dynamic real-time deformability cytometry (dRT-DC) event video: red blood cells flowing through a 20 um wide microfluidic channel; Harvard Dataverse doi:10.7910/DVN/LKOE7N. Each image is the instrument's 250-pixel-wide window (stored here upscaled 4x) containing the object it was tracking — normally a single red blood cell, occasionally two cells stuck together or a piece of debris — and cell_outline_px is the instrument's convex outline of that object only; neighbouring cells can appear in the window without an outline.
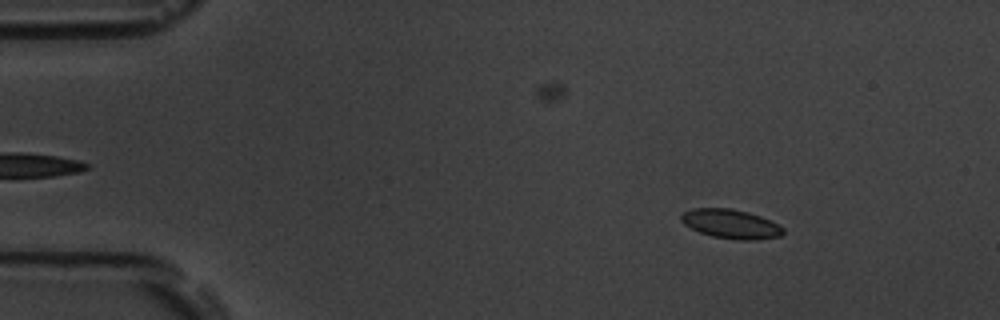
{"species": "common noctule bat (a hibernating species)", "species_latin": "Nyctalus noctula", "temperature_condition": "room temperature", "stored_images_in_passage": 17, "camera_frame_rate_fps": 3000, "um_per_image_px": 0.085, "animal": {"sex": "male", "body_mass_g": 19.5, "forearm_length_mm": 54.6}, "frame": {"image": 1, "passage_image": 8, "time_ms": 2.333, "image_size_px": [1000, 320], "cell_outline_px": [[784, 232], [780, 236], [756, 240], [736, 240], [712, 236], [700, 232], [684, 224], [680, 220], [680, 216], [684, 212], [692, 208], [732, 208], [748, 212], [760, 216], [784, 228]], "centroid_in_image_um": [62.11, 19.03], "position_along_channel_um": 22.9, "area_um2": 17.28}}